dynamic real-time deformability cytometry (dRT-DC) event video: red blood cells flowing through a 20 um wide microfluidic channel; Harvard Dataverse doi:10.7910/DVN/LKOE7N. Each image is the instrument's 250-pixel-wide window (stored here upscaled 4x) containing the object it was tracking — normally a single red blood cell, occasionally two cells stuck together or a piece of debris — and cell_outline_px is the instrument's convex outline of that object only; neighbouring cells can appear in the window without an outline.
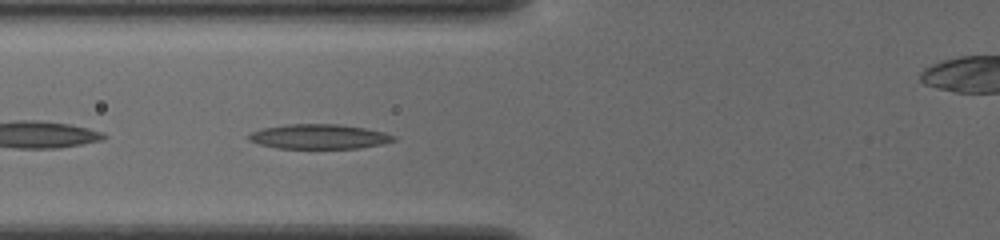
{"species": "common noctule bat (a hibernating species)", "species_latin": "Nyctalus noctula", "temperature_condition": "cold", "stored_images_in_passage": 41, "camera_frame_rate_fps": 3000, "um_per_image_px": 0.085, "animal": {"sex": "female", "body_mass_g": 19.5, "forearm_length_mm": 54.1}, "frame": {"image": 1, "passage_image": 9, "time_ms": 2.667, "image_size_px": [1000, 240], "cell_outline_px": [[396, 140], [380, 144], [360, 148], [276, 148], [260, 144], [248, 140], [248, 136], [252, 132], [260, 128], [288, 124], [340, 124], [364, 128], [384, 132], [396, 136]], "centroid_in_image_um": [27.11, 11.6], "position_along_channel_um": 98.7, "area_um2": 20.81}}
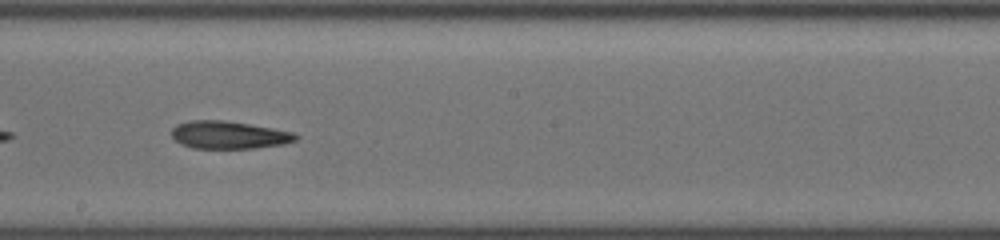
{"frame": {"image": 2, "passage_image": 19, "time_ms": 6.0, "image_size_px": [1000, 240], "cell_outline_px": [[300, 136], [296, 140], [284, 144], [256, 148], [192, 148], [180, 144], [172, 136], [172, 128], [176, 124], [192, 120], [224, 120], [296, 132]], "centroid_in_image_um": [19.47, 11.47], "position_along_channel_um": 228.7, "area_um2": 20.11}}
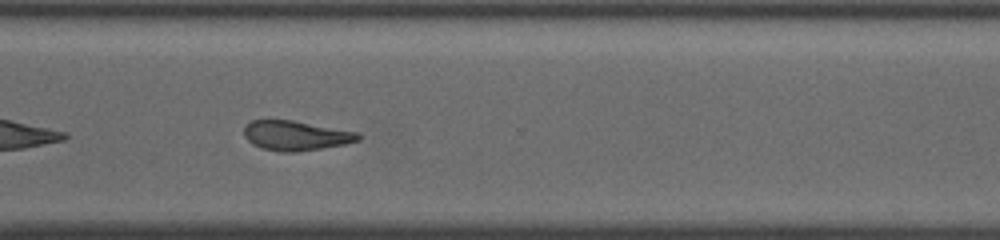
{"frame": {"image": 3, "passage_image": 28, "time_ms": 9.0, "image_size_px": [1000, 240], "cell_outline_px": [[364, 136], [360, 140], [344, 144], [296, 152], [280, 152], [260, 148], [252, 144], [244, 136], [244, 128], [252, 120], [292, 120], [360, 132]], "centroid_in_image_um": [25.18, 11.53], "position_along_channel_um": 345.4, "area_um2": 19.88}, "authors_computed_cell_mechanics": {"area_um2": 20.1144, "velocity_mm_per_s": 3.8946, "shape_relaxation_time_tau1_ms": null, "shape_relaxation_time_tau2_ms": 8.2336, "deformation_change_tau1": null, "deformation_change_tau2": 0.1934}}